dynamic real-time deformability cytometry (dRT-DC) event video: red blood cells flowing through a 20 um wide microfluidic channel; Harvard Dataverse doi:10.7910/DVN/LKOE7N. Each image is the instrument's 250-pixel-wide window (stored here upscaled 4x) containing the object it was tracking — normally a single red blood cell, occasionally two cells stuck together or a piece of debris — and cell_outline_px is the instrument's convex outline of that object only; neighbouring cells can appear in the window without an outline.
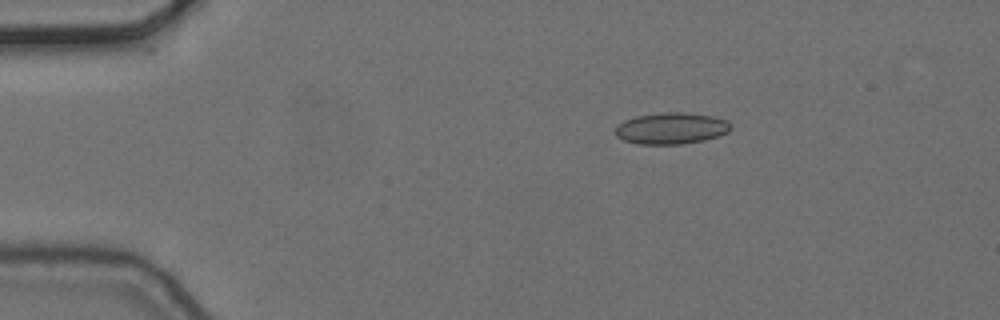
{"species": "common noctule bat (a hibernating species)", "species_latin": "Nyctalus noctula", "temperature_condition": "cold", "stored_images_in_passage": 3, "camera_frame_rate_fps": 3000, "um_per_image_px": 0.085, "animal": {"sex": "female", "body_mass_g": 24.6, "forearm_length_mm": 56.2}, "frame": {"image": 1, "passage_image": 1, "time_ms": 0.0, "image_size_px": [1000, 320], "cell_outline_px": [[732, 128], [728, 132], [720, 136], [704, 140], [684, 144], [636, 144], [624, 140], [616, 136], [612, 132], [616, 124], [624, 120], [636, 116], [664, 112], [680, 112], [712, 116], [728, 120], [732, 124]], "centroid_in_image_um": [57.04, 10.91], "position_along_channel_um": 28.0, "area_um2": 21.56}}